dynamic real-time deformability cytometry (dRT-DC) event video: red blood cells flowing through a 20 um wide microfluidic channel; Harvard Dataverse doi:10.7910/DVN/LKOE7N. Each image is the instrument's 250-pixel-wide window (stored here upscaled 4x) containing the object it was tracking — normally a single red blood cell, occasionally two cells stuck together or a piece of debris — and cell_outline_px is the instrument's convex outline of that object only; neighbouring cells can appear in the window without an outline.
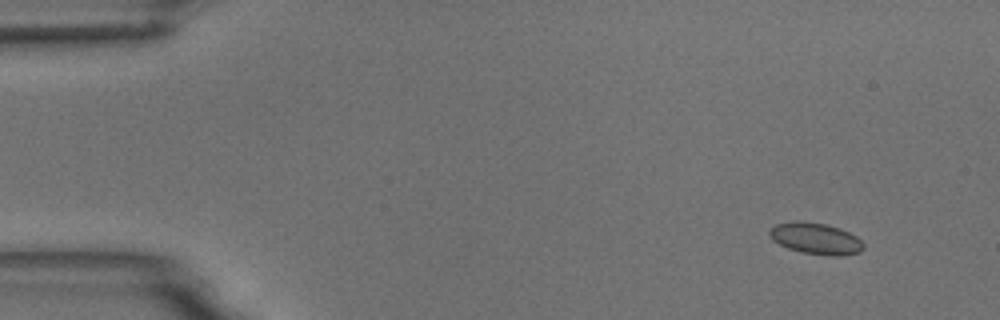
{"species": "common noctule bat (a hibernating species)", "species_latin": "Nyctalus noctula", "temperature_condition": "room temperature", "stored_images_in_passage": 5, "camera_frame_rate_fps": 3000, "um_per_image_px": 0.085, "animal": {"sex": "male", "body_mass_g": 18.8}, "frame": {"image": 1, "passage_image": 2, "time_ms": 1.0, "image_size_px": [1000, 320], "cell_outline_px": [[864, 248], [860, 252], [840, 256], [828, 256], [800, 252], [788, 248], [772, 240], [768, 236], [768, 232], [776, 224], [796, 220], [800, 220], [828, 224], [840, 228], [856, 236], [864, 244]], "centroid_in_image_um": [69.33, 20.27], "position_along_channel_um": 15.7, "area_um2": 17.46}}
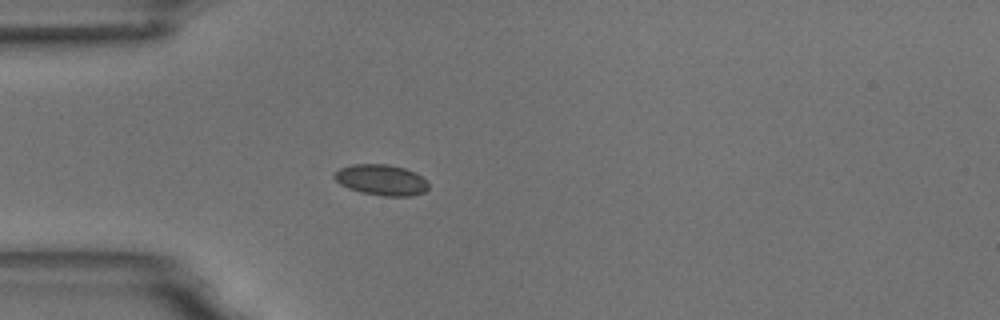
{"frame": {"image": 2, "passage_image": 5, "time_ms": 4.667, "image_size_px": [1000, 320], "cell_outline_px": [[428, 188], [424, 192], [412, 196], [384, 196], [360, 192], [348, 188], [340, 184], [332, 176], [340, 168], [352, 164], [388, 164], [404, 168], [416, 172], [428, 184]], "centroid_in_image_um": [32.4, 15.29], "position_along_channel_um": 52.6, "area_um2": 16.88}}